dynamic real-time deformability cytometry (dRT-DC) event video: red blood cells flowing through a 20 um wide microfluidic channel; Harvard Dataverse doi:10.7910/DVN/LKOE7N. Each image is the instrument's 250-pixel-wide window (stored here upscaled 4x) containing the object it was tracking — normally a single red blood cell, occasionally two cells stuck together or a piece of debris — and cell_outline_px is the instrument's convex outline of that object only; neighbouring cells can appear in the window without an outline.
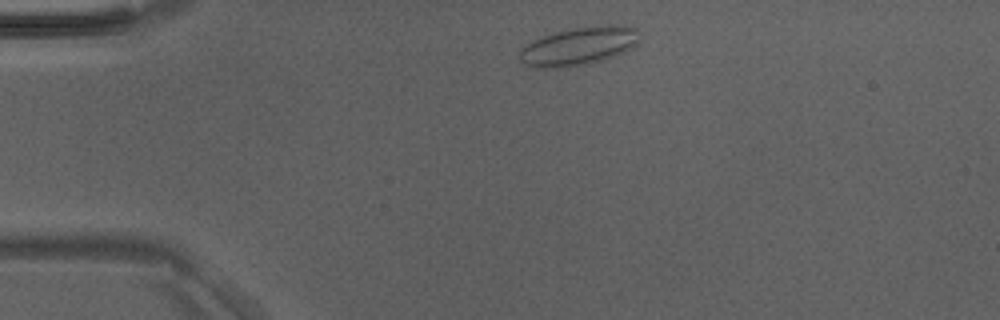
{"species": "Egyptian fruit bat (a non-hibernating species)", "species_latin": "Rousettus aegyptiacus", "temperature_condition": "room temperature", "stored_images_in_passage": 39, "camera_frame_rate_fps": 3000, "um_per_image_px": 0.085, "animal": {"sex": "male"}, "frame": {"image": 1, "passage_image": 2, "time_ms": 0.333, "image_size_px": [1000, 320], "cell_outline_px": [[640, 32], [636, 44], [632, 48], [616, 56], [588, 64], [568, 68], [536, 68], [520, 60], [520, 48], [524, 44], [532, 40], [556, 32], [576, 28], [600, 24], [620, 24], [636, 28]], "centroid_in_image_um": [49.23, 3.92], "position_along_channel_um": 35.8, "area_um2": 27.05}}
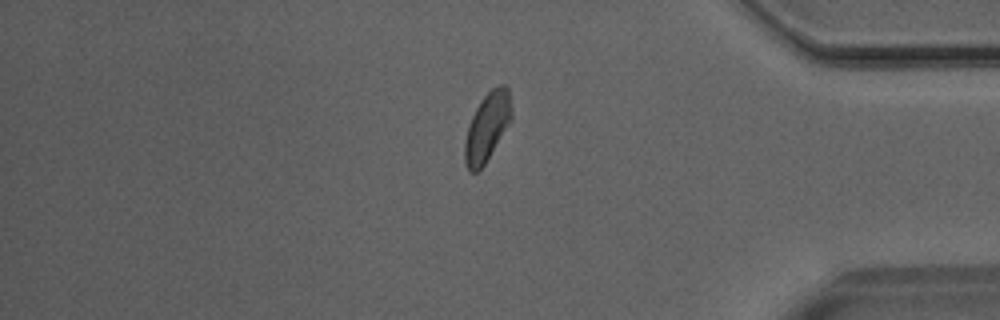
{"frame": {"image": 2, "passage_image": 32, "time_ms": 10.333, "image_size_px": [1000, 320], "cell_outline_px": [[512, 120], [484, 164], [476, 172], [468, 172], [464, 160], [464, 140], [468, 124], [480, 100], [492, 88], [500, 84], [508, 84], [512, 108]], "centroid_in_image_um": [41.41, 10.76], "position_along_channel_um": 393.8, "area_um2": 18.9}}
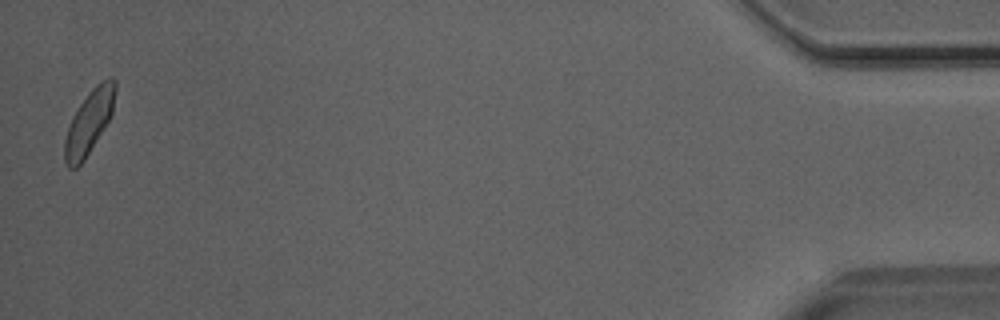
{"frame": {"image": 3, "passage_image": 39, "time_ms": 12.667, "image_size_px": [1000, 320], "cell_outline_px": [[116, 88], [112, 112], [108, 120], [84, 160], [76, 168], [68, 168], [64, 164], [64, 140], [72, 116], [88, 92], [96, 84], [108, 76], [112, 76], [116, 80]], "centroid_in_image_um": [7.56, 10.35], "position_along_channel_um": 427.6, "area_um2": 18.61}}